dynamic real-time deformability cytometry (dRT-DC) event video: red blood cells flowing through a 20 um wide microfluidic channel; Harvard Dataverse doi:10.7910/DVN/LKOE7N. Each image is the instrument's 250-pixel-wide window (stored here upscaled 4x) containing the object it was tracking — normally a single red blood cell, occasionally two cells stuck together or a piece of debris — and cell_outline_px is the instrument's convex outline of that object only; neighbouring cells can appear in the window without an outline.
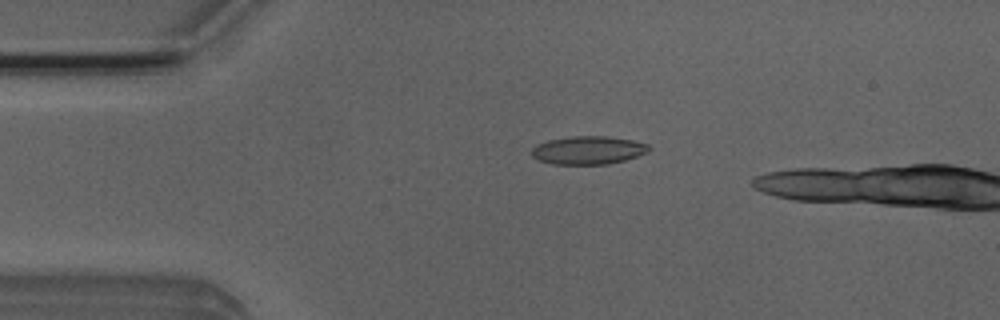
{"species": "Egyptian fruit bat (a non-hibernating species)", "species_latin": "Rousettus aegyptiacus", "temperature_condition": "room temperature", "stored_images_in_passage": 4, "camera_frame_rate_fps": 3000, "um_per_image_px": 0.085, "animal": {"sex": "male"}, "frame": {"image": 1, "passage_image": 2, "time_ms": 0.333, "image_size_px": [1000, 320], "cell_outline_px": [[652, 148], [648, 152], [624, 160], [608, 164], [552, 164], [540, 160], [532, 156], [532, 148], [536, 144], [548, 140], [572, 136], [608, 136], [632, 140], [648, 144]], "centroid_in_image_um": [50.0, 12.76], "position_along_channel_um": 35.0, "area_um2": 19.25}}